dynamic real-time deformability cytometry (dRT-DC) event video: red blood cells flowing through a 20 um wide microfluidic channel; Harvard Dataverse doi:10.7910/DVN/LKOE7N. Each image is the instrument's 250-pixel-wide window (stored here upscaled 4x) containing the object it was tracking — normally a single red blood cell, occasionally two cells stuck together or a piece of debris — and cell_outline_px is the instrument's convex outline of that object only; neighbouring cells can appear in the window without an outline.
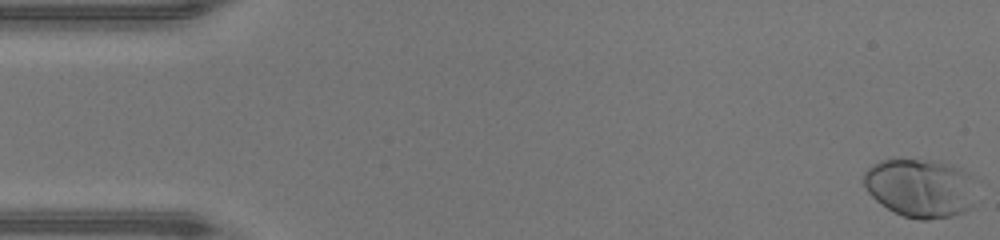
{"species": "human", "species_latin": "Homo sapiens", "temperature_condition": "warm", "stored_images_in_passage": 48, "camera_frame_rate_fps": 3000, "um_per_image_px": 0.085, "donor": {"sex": "male"}, "frame": {"image": 1, "passage_image": 1, "time_ms": 0.0, "image_size_px": [1000, 240], "cell_outline_px": [[972, 208], [964, 212], [952, 216], [928, 220], [920, 220], [904, 216], [888, 208], [876, 200], [868, 192], [864, 184], [864, 172], [872, 164], [880, 160], [940, 160], [952, 164], [968, 172], [972, 176]], "centroid_in_image_um": [78.23, 15.97], "position_along_channel_um": 6.8, "area_um2": 38.44}}
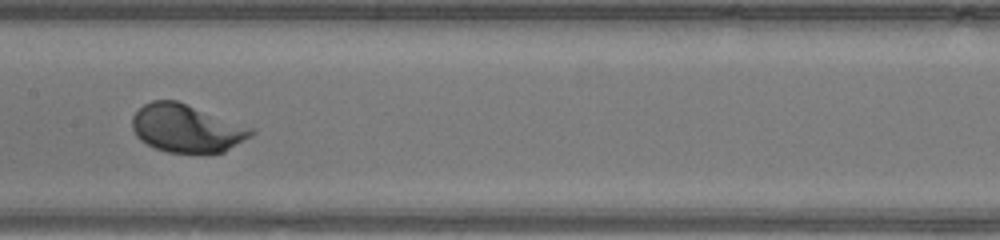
{"frame": {"image": 2, "passage_image": 24, "time_ms": 7.667, "image_size_px": [1000, 240], "cell_outline_px": [[256, 132], [252, 136], [224, 152], [200, 156], [168, 152], [156, 148], [140, 140], [136, 136], [132, 128], [132, 116], [144, 104], [152, 100], [176, 100], [252, 128]], "centroid_in_image_um": [15.86, 10.95], "position_along_channel_um": 191.5, "area_um2": 33.64}}
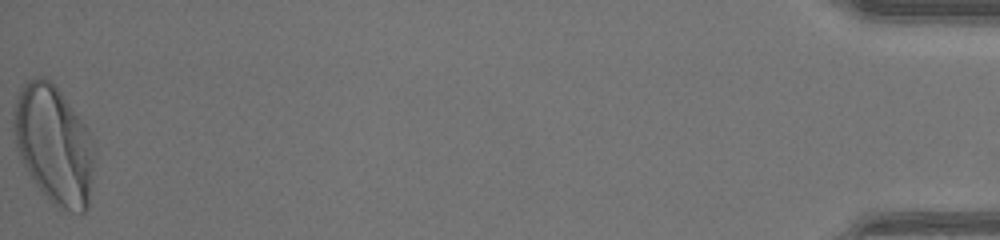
{"frame": {"image": 3, "passage_image": 48, "time_ms": 15.667, "image_size_px": [1000, 240], "cell_outline_px": [[92, 168], [88, 208], [84, 212], [72, 212], [60, 208], [36, 184], [20, 160], [16, 148], [12, 124], [16, 100], [20, 88], [28, 80], [36, 76], [44, 76], [60, 92], [88, 128], [92, 160]], "centroid_in_image_um": [4.53, 12.27], "position_along_channel_um": 430.7, "area_um2": 54.51}, "authors_computed_cell_mechanics": {"area_um2": 33.6396, "velocity_mm_per_s": 4.3637, "shape_relaxation_time_tau1_ms": 1.3731, "shape_relaxation_time_tau2_ms": null, "deformation_change_tau1": 0.1529, "deformation_change_tau2": null}}